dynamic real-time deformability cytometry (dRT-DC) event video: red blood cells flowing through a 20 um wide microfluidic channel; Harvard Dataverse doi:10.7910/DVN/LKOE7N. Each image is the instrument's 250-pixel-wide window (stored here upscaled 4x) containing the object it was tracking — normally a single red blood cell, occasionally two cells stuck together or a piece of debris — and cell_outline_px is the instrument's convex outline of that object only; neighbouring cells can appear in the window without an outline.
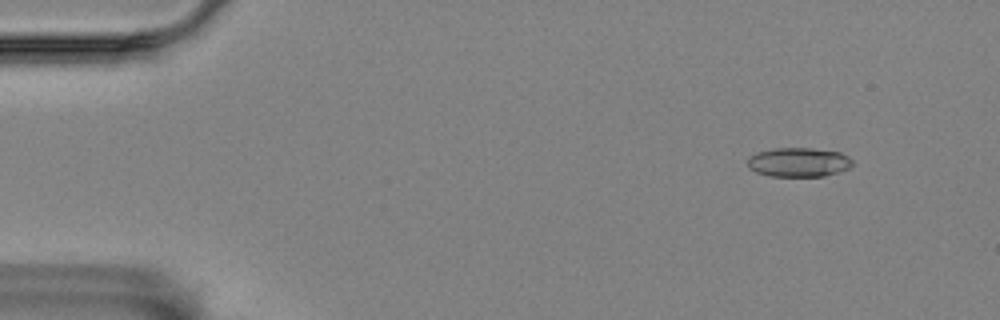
{"species": "Egyptian fruit bat (a non-hibernating species)", "species_latin": "Rousettus aegyptiacus", "temperature_condition": "room temperature", "stored_images_in_passage": 56, "camera_frame_rate_fps": 3000, "um_per_image_px": 0.085, "animal": {"sex": "female"}, "frame": {"image": 1, "passage_image": 5, "time_ms": 1.333, "image_size_px": [1000, 320], "cell_outline_px": [[852, 164], [848, 168], [840, 172], [824, 176], [772, 176], [756, 172], [748, 168], [748, 156], [756, 152], [776, 148], [812, 148], [840, 152], [848, 156], [852, 160]], "centroid_in_image_um": [67.87, 13.78], "position_along_channel_um": 17.1, "area_um2": 17.92}}
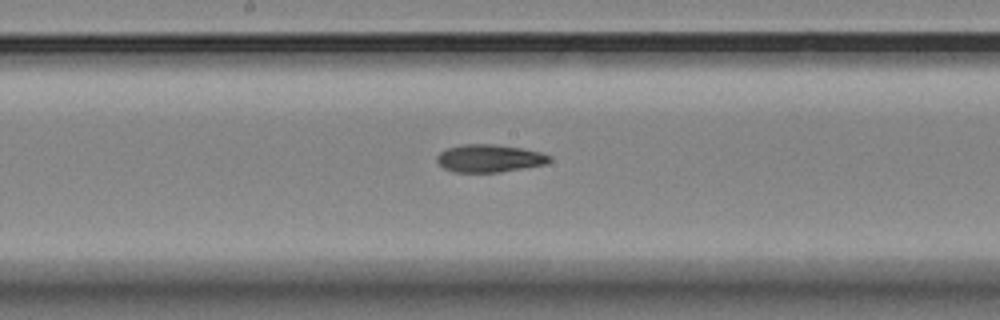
{"frame": {"image": 2, "passage_image": 29, "time_ms": 9.333, "image_size_px": [1000, 320], "cell_outline_px": [[552, 160], [548, 164], [500, 172], [452, 172], [444, 168], [436, 160], [436, 156], [440, 152], [448, 148], [460, 144], [492, 144], [520, 148], [540, 152], [552, 156]], "centroid_in_image_um": [41.61, 13.46], "position_along_channel_um": 206.6, "area_um2": 18.26}}
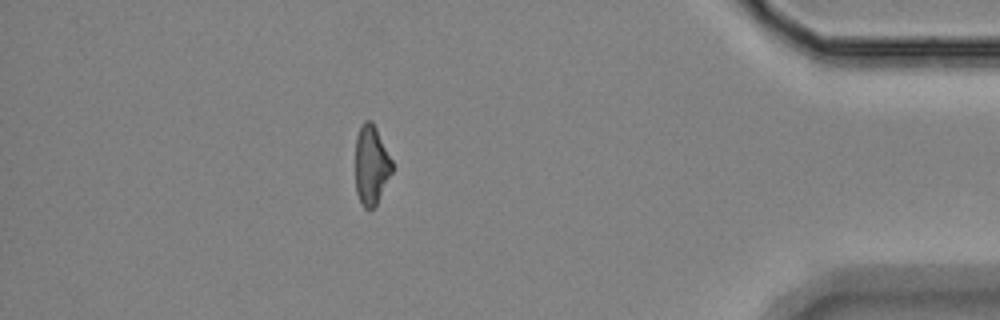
{"frame": {"image": 3, "passage_image": 49, "time_ms": 16.0, "image_size_px": [1000, 320], "cell_outline_px": [[392, 172], [376, 204], [372, 208], [364, 208], [360, 204], [356, 192], [356, 136], [360, 124], [364, 120], [372, 120], [392, 160]], "centroid_in_image_um": [31.54, 14.0], "position_along_channel_um": 403.7, "area_um2": 16.94}, "authors_computed_cell_mechanics": {"area_um2": 18.2937, "velocity_mm_per_s": 3.5728, "shape_relaxation_time_tau1_ms": 5.5204, "shape_relaxation_time_tau2_ms": 4.8003, "deformation_change_tau1": 0.1595, "deformation_change_tau2": 0.1311}}